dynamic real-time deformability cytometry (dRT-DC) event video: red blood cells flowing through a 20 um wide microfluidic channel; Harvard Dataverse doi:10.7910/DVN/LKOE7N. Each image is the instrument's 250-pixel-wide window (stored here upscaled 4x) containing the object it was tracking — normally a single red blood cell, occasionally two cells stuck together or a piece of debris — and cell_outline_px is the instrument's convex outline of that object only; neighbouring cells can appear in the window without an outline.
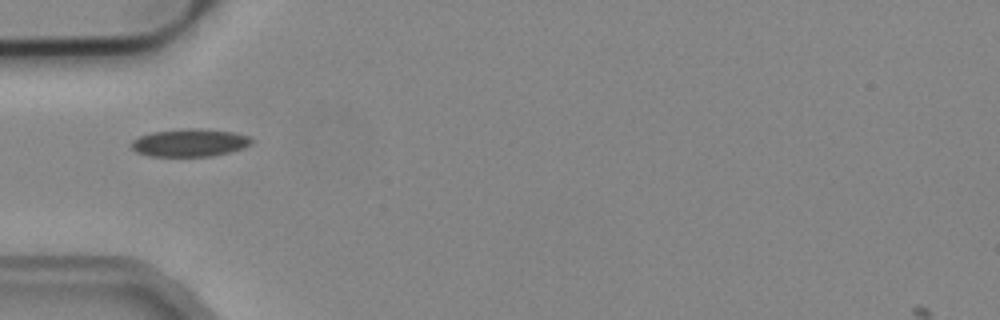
{"species": "common noctule bat (a hibernating species)", "species_latin": "Nyctalus noctula", "temperature_condition": "cold", "stored_images_in_passage": 6, "camera_frame_rate_fps": 3000, "um_per_image_px": 0.085, "animal": {"sex": "male", "body_mass_g": 19.2, "forearm_length_mm": 51.8}, "frame": {"image": 1, "passage_image": 6, "time_ms": 1.667, "image_size_px": [1000, 320], "cell_outline_px": [[252, 144], [244, 148], [212, 156], [148, 156], [136, 152], [128, 144], [132, 140], [140, 136], [152, 132], [180, 128], [200, 128], [236, 132], [248, 136], [252, 140]], "centroid_in_image_um": [16.11, 12.12], "position_along_channel_um": 68.9, "area_um2": 19.71}}